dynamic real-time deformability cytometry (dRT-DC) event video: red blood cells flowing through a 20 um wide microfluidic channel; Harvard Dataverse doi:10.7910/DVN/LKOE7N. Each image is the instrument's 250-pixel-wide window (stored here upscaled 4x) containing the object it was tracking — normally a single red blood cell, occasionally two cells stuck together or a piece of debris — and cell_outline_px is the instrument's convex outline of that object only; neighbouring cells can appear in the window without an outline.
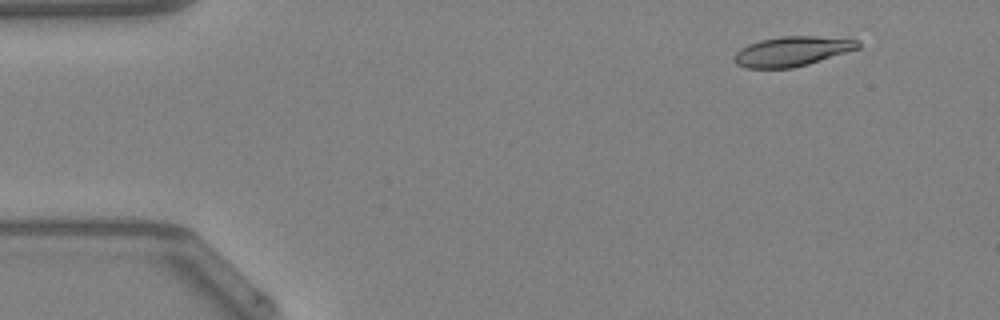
{"species": "Egyptian fruit bat (a non-hibernating species)", "species_latin": "Rousettus aegyptiacus", "temperature_condition": "warm", "stored_images_in_passage": 26, "camera_frame_rate_fps": 3000, "um_per_image_px": 0.085, "animal": {"sex": "female"}, "frame": {"image": 1, "passage_image": 5, "time_ms": 1.333, "image_size_px": [1000, 320], "cell_outline_px": [[860, 48], [808, 64], [792, 68], [748, 68], [736, 64], [732, 60], [732, 56], [740, 48], [748, 44], [760, 40], [780, 36], [816, 36], [860, 40]], "centroid_in_image_um": [67.29, 4.36], "position_along_channel_um": 17.7, "area_um2": 21.56}}
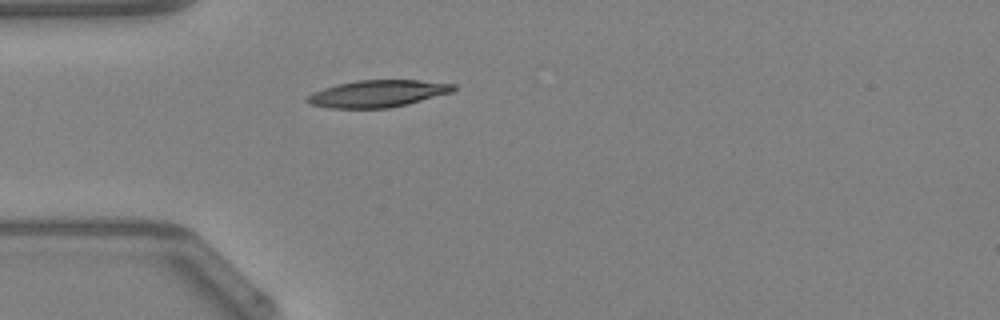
{"frame": {"image": 2, "passage_image": 14, "time_ms": 4.333, "image_size_px": [1000, 320], "cell_outline_px": [[456, 88], [452, 92], [408, 104], [388, 108], [328, 108], [312, 104], [304, 100], [312, 92], [336, 84], [356, 80], [420, 80], [456, 84]], "centroid_in_image_um": [32.1, 7.95], "position_along_channel_um": 52.9, "area_um2": 23.06}}
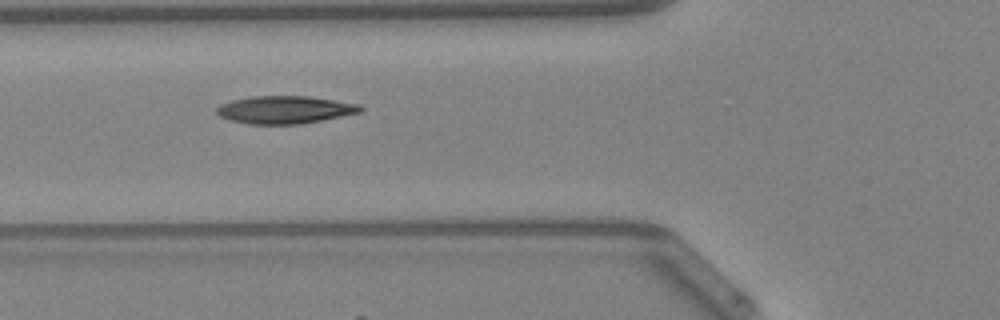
{"frame": {"image": 3, "passage_image": 18, "time_ms": 5.667, "image_size_px": [1000, 320], "cell_outline_px": [[364, 108], [360, 112], [300, 124], [248, 124], [232, 120], [220, 116], [216, 112], [216, 108], [220, 104], [232, 100], [252, 96], [308, 96], [360, 104]], "centroid_in_image_um": [24.19, 9.32], "position_along_channel_um": 101.6, "area_um2": 23.0}}